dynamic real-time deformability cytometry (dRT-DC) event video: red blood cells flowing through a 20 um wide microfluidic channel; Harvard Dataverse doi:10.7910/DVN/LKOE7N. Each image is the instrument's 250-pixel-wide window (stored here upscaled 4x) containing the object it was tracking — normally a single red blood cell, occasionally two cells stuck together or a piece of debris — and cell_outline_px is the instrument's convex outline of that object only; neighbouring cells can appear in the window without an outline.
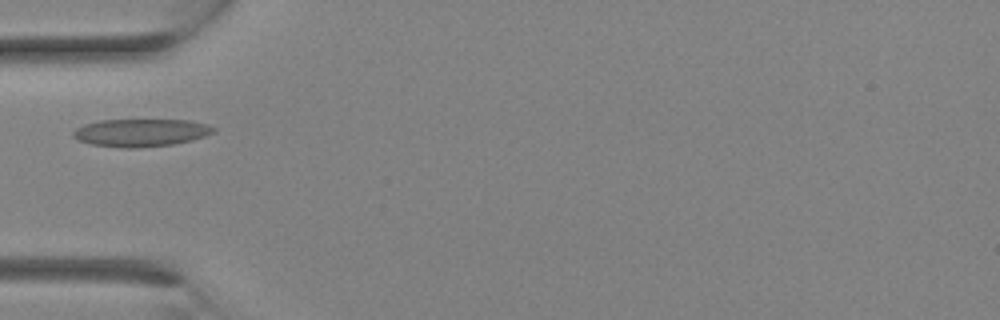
{"species": "Egyptian fruit bat (a non-hibernating species)", "species_latin": "Rousettus aegyptiacus", "temperature_condition": "room temperature", "stored_images_in_passage": 8, "camera_frame_rate_fps": 3000, "um_per_image_px": 0.085, "animal": {"sex": "female"}, "frame": {"image": 1, "passage_image": 7, "time_ms": 2.0, "image_size_px": [1000, 320], "cell_outline_px": [[216, 132], [192, 140], [172, 144], [136, 148], [124, 148], [92, 144], [80, 140], [72, 136], [72, 132], [76, 128], [84, 124], [100, 120], [188, 120], [208, 124], [216, 128]], "centroid_in_image_um": [11.99, 11.27], "position_along_channel_um": 73.0, "area_um2": 22.6}}